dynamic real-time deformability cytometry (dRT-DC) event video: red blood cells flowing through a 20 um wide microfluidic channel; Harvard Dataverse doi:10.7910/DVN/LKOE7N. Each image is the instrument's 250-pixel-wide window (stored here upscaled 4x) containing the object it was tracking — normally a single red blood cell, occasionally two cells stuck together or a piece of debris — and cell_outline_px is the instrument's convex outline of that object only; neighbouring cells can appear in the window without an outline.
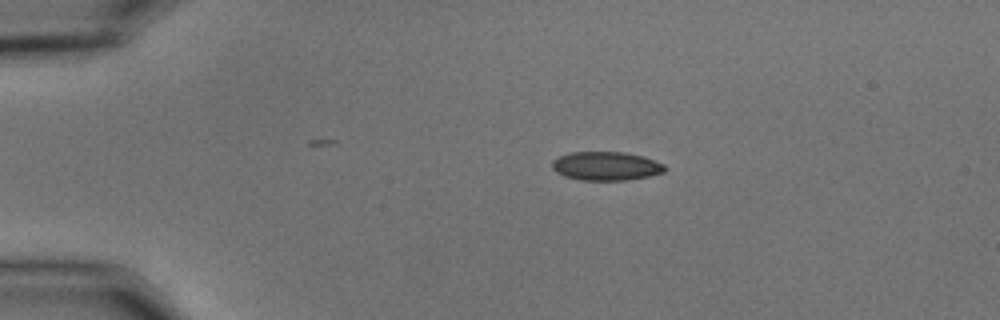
{"species": "common noctule bat (a hibernating species)", "species_latin": "Nyctalus noctula", "temperature_condition": "cold", "stored_images_in_passage": 45, "camera_frame_rate_fps": 3000, "um_per_image_px": 0.085, "animal": {"sex": "male", "body_mass_g": 15.6}, "frame": {"image": 1, "passage_image": 1, "time_ms": 0.0, "image_size_px": [1000, 320], "cell_outline_px": [[668, 168], [664, 172], [648, 176], [628, 180], [580, 180], [564, 176], [556, 172], [552, 168], [552, 160], [560, 156], [572, 152], [624, 152], [644, 156], [664, 164]], "centroid_in_image_um": [51.53, 14.11], "position_along_channel_um": 33.5, "area_um2": 18.96}}
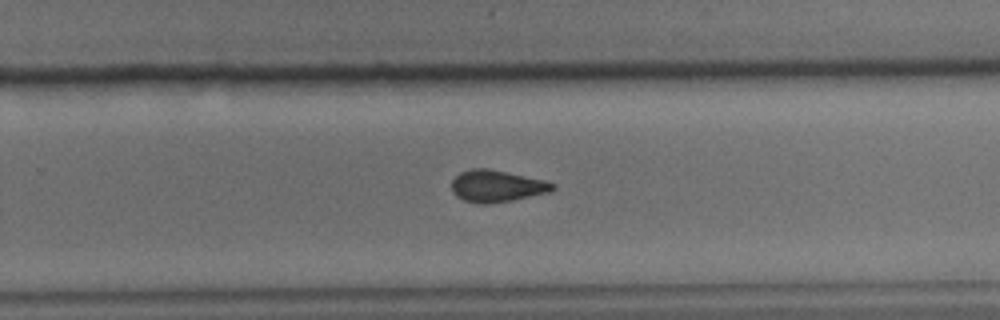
{"frame": {"image": 2, "passage_image": 26, "time_ms": 8.333, "image_size_px": [1000, 320], "cell_outline_px": [[556, 188], [548, 192], [512, 200], [488, 204], [476, 204], [464, 200], [456, 196], [452, 192], [452, 180], [460, 172], [472, 168], [488, 168], [544, 180], [556, 184]], "centroid_in_image_um": [42.2, 15.82], "position_along_channel_um": 287.6, "area_um2": 18.73}}
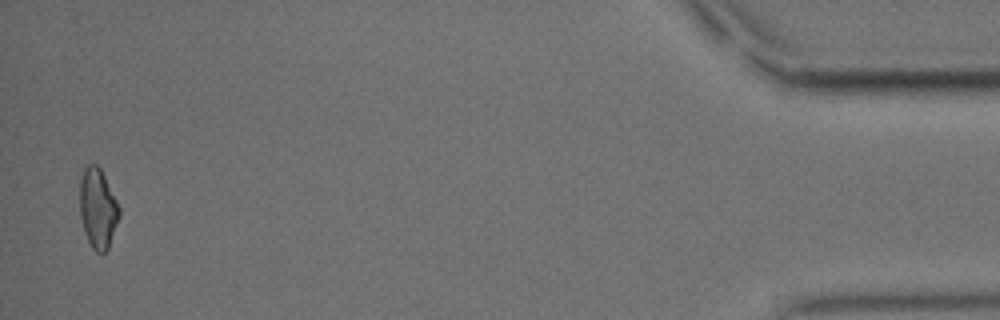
{"frame": {"image": 3, "passage_image": 44, "time_ms": 14.333, "image_size_px": [1000, 320], "cell_outline_px": [[120, 216], [108, 248], [104, 252], [96, 252], [92, 248], [84, 232], [80, 216], [80, 180], [84, 168], [88, 164], [96, 164], [100, 168], [120, 208]], "centroid_in_image_um": [8.31, 17.71], "position_along_channel_um": 426.9, "area_um2": 18.21}, "authors_computed_cell_mechanics": {"area_um2": 18.8428, "velocity_mm_per_s": 3.6531, "shape_relaxation_time_tau1_ms": 7.302, "shape_relaxation_time_tau2_ms": 3.1349, "deformation_change_tau1": 0.1472, "deformation_change_tau2": 0.0874}}